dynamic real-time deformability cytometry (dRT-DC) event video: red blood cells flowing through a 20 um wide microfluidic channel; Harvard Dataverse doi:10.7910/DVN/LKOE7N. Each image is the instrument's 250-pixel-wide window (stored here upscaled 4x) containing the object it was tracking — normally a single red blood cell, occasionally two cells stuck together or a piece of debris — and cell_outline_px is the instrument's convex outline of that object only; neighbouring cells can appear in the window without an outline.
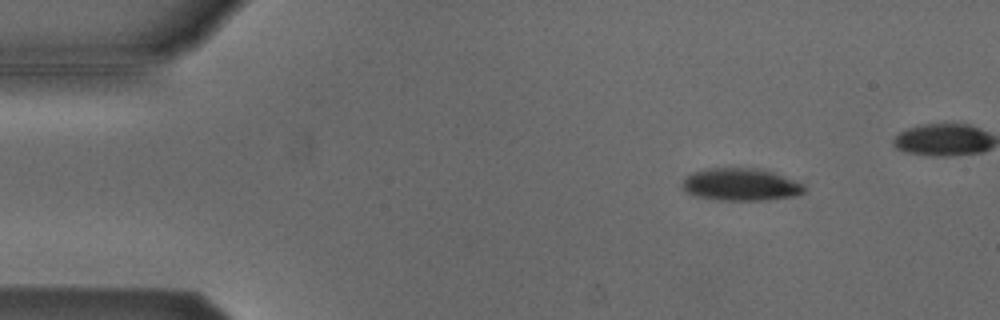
{"species": "Egyptian fruit bat (a non-hibernating species)", "species_latin": "Rousettus aegyptiacus", "temperature_condition": "cold", "stored_images_in_passage": 5, "camera_frame_rate_fps": 3000, "um_per_image_px": 0.085, "animal": {"sex": "male"}, "frame": {"image": 1, "passage_image": 2, "time_ms": 0.333, "image_size_px": [1000, 320], "cell_outline_px": [[804, 192], [792, 196], [764, 200], [720, 200], [692, 196], [684, 192], [680, 188], [680, 184], [692, 172], [708, 168], [764, 168], [804, 184]], "centroid_in_image_um": [62.9, 15.68], "position_along_channel_um": 22.1, "area_um2": 23.29}}